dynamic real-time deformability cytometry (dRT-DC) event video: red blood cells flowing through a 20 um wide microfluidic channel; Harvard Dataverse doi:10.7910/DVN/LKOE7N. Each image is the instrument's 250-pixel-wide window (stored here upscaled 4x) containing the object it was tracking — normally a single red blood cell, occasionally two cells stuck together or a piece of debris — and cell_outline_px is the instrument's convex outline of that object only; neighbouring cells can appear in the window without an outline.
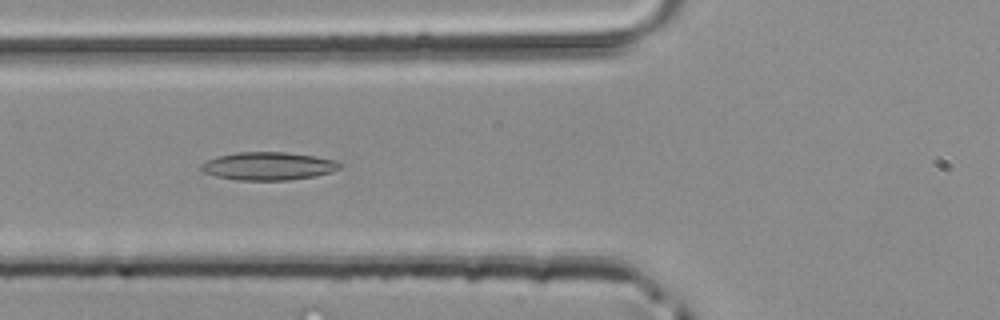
{"species": "common noctule bat (a hibernating species)", "species_latin": "Nyctalus noctula", "temperature_condition": "room temperature", "stored_images_in_passage": 39, "camera_frame_rate_fps": 3000, "um_per_image_px": 0.085, "animal": {"sex": "male", "body_mass_g": 20.4}, "frame": {"image": 1, "passage_image": 10, "time_ms": 3.0, "image_size_px": [1000, 320], "cell_outline_px": [[344, 164], [340, 168], [332, 172], [316, 176], [288, 180], [236, 180], [216, 176], [204, 172], [200, 168], [200, 164], [216, 156], [236, 152], [288, 152], [316, 156], [336, 160]], "centroid_in_image_um": [22.84, 14.11], "position_along_channel_um": 103.0, "area_um2": 22.89}}
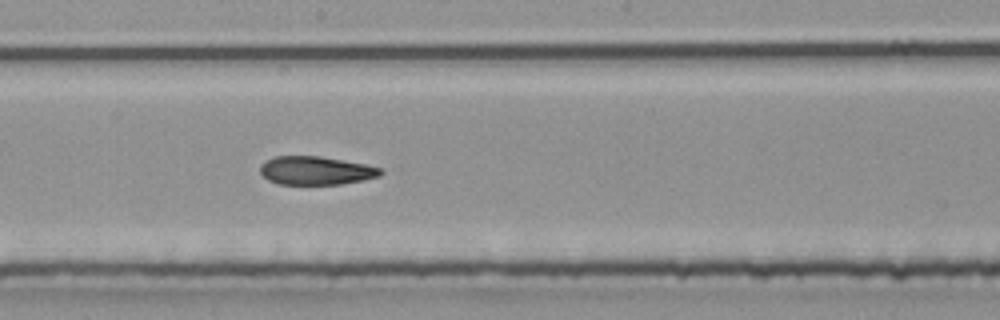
{"frame": {"image": 2, "passage_image": 18, "time_ms": 5.667, "image_size_px": [1000, 320], "cell_outline_px": [[384, 172], [380, 176], [364, 180], [340, 184], [276, 184], [268, 180], [260, 172], [260, 164], [276, 156], [320, 156], [364, 164], [380, 168]], "centroid_in_image_um": [26.85, 14.5], "position_along_channel_um": 221.4, "area_um2": 19.88}}
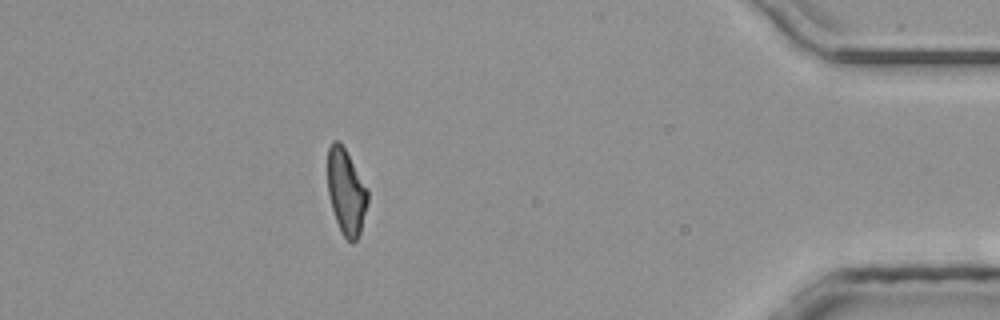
{"frame": {"image": 3, "passage_image": 34, "time_ms": 11.0, "image_size_px": [1000, 320], "cell_outline_px": [[368, 204], [360, 232], [356, 240], [352, 244], [344, 236], [336, 220], [328, 196], [328, 148], [332, 140], [340, 140], [368, 188]], "centroid_in_image_um": [29.43, 16.27], "position_along_channel_um": 405.8, "area_um2": 20.06}}